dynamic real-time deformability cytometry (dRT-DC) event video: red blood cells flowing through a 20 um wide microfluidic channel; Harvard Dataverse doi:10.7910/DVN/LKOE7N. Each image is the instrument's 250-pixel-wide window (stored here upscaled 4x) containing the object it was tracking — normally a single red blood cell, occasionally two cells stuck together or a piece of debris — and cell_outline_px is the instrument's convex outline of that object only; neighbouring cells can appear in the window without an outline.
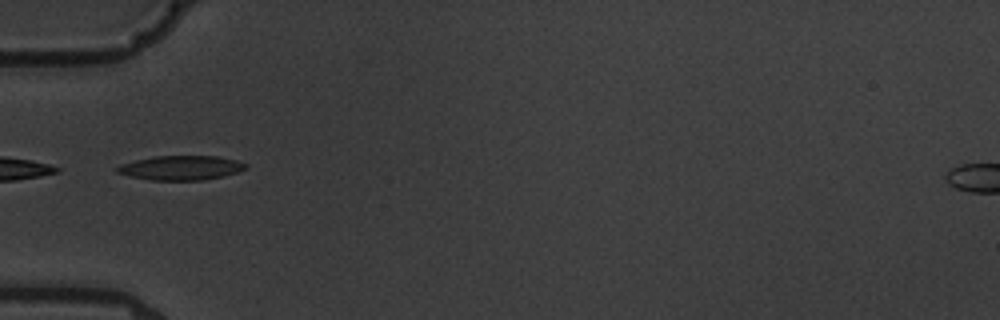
{"species": "common noctule bat (a hibernating species)", "species_latin": "Nyctalus noctula", "temperature_condition": "warm", "stored_images_in_passage": 8, "camera_frame_rate_fps": 3000, "um_per_image_px": 0.085, "animal": {"sex": "male", "body_mass_g": 19.5, "forearm_length_mm": 54.6}, "frame": {"image": 1, "passage_image": 3, "time_ms": 2.333, "image_size_px": [1000, 320], "cell_outline_px": [[248, 168], [224, 176], [200, 180], [152, 180], [132, 176], [116, 172], [112, 168], [120, 164], [152, 156], [216, 156], [236, 160], [248, 164]], "centroid_in_image_um": [15.36, 14.26], "position_along_channel_um": 69.6, "area_um2": 18.26}}
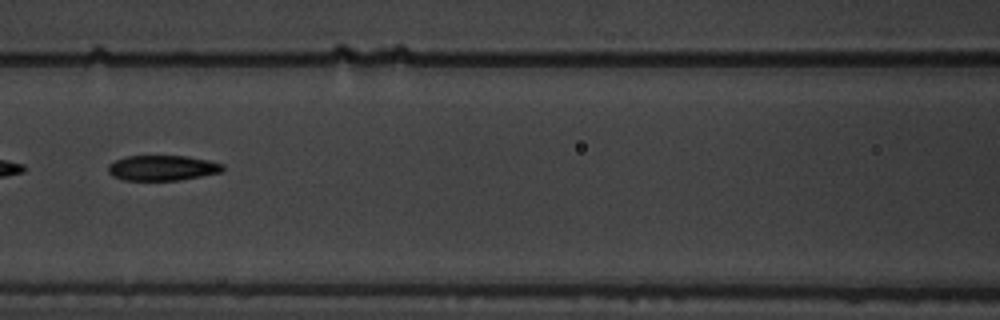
{"frame": {"image": 2, "passage_image": 5, "time_ms": 4.667, "image_size_px": [1000, 320], "cell_outline_px": [[224, 168], [220, 172], [180, 180], [124, 180], [112, 176], [108, 172], [108, 164], [116, 160], [128, 156], [188, 156], [208, 160], [224, 164]], "centroid_in_image_um": [13.79, 14.27], "position_along_channel_um": 152.8, "area_um2": 16.82}}
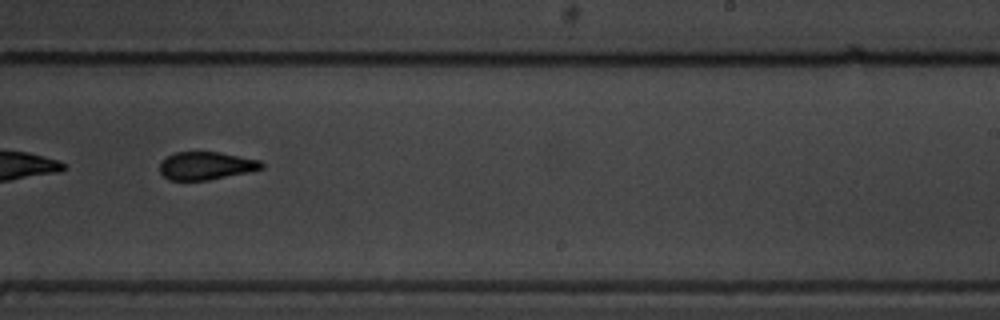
{"frame": {"image": 3, "passage_image": 8, "time_ms": 8.0, "image_size_px": [1000, 320], "cell_outline_px": [[264, 168], [248, 172], [208, 180], [168, 180], [160, 172], [160, 160], [176, 152], [220, 152], [260, 160], [264, 164]], "centroid_in_image_um": [17.51, 14.08], "position_along_channel_um": 271.5, "area_um2": 16.59}}